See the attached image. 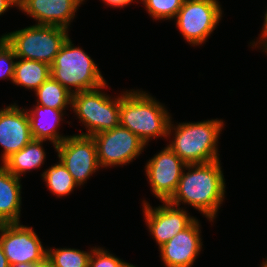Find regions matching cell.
Masks as SVG:
<instances>
[{"instance_id":"cell-1","label":"cell","mask_w":267,"mask_h":267,"mask_svg":"<svg viewBox=\"0 0 267 267\" xmlns=\"http://www.w3.org/2000/svg\"><path fill=\"white\" fill-rule=\"evenodd\" d=\"M185 169L189 170L187 173L183 170L177 188L167 202L176 207L180 202L190 204L212 221L225 194L220 161L187 164Z\"/></svg>"},{"instance_id":"cell-2","label":"cell","mask_w":267,"mask_h":267,"mask_svg":"<svg viewBox=\"0 0 267 267\" xmlns=\"http://www.w3.org/2000/svg\"><path fill=\"white\" fill-rule=\"evenodd\" d=\"M170 118L164 106L143 91H126L120 96V125L137 135L145 145L154 137L170 135L175 127Z\"/></svg>"},{"instance_id":"cell-3","label":"cell","mask_w":267,"mask_h":267,"mask_svg":"<svg viewBox=\"0 0 267 267\" xmlns=\"http://www.w3.org/2000/svg\"><path fill=\"white\" fill-rule=\"evenodd\" d=\"M222 120L179 123L175 139L167 145L186 164H202L219 160L217 142L222 131Z\"/></svg>"},{"instance_id":"cell-4","label":"cell","mask_w":267,"mask_h":267,"mask_svg":"<svg viewBox=\"0 0 267 267\" xmlns=\"http://www.w3.org/2000/svg\"><path fill=\"white\" fill-rule=\"evenodd\" d=\"M50 74L72 94L106 84L97 64L81 48L75 47L69 37L56 55Z\"/></svg>"},{"instance_id":"cell-5","label":"cell","mask_w":267,"mask_h":267,"mask_svg":"<svg viewBox=\"0 0 267 267\" xmlns=\"http://www.w3.org/2000/svg\"><path fill=\"white\" fill-rule=\"evenodd\" d=\"M68 37L66 28L37 24L1 36L17 59L41 61L50 66Z\"/></svg>"},{"instance_id":"cell-6","label":"cell","mask_w":267,"mask_h":267,"mask_svg":"<svg viewBox=\"0 0 267 267\" xmlns=\"http://www.w3.org/2000/svg\"><path fill=\"white\" fill-rule=\"evenodd\" d=\"M102 87L72 94L73 111L88 129L84 136H93L99 132L120 125V97L111 99L101 93Z\"/></svg>"},{"instance_id":"cell-7","label":"cell","mask_w":267,"mask_h":267,"mask_svg":"<svg viewBox=\"0 0 267 267\" xmlns=\"http://www.w3.org/2000/svg\"><path fill=\"white\" fill-rule=\"evenodd\" d=\"M217 0H184L176 15V25L189 44L201 45L221 19Z\"/></svg>"},{"instance_id":"cell-8","label":"cell","mask_w":267,"mask_h":267,"mask_svg":"<svg viewBox=\"0 0 267 267\" xmlns=\"http://www.w3.org/2000/svg\"><path fill=\"white\" fill-rule=\"evenodd\" d=\"M0 232V244L10 266L22 262L41 264L47 260V249L31 227L19 222L0 224Z\"/></svg>"},{"instance_id":"cell-9","label":"cell","mask_w":267,"mask_h":267,"mask_svg":"<svg viewBox=\"0 0 267 267\" xmlns=\"http://www.w3.org/2000/svg\"><path fill=\"white\" fill-rule=\"evenodd\" d=\"M100 167L124 165L135 159L145 144L137 135L121 125L92 136Z\"/></svg>"},{"instance_id":"cell-10","label":"cell","mask_w":267,"mask_h":267,"mask_svg":"<svg viewBox=\"0 0 267 267\" xmlns=\"http://www.w3.org/2000/svg\"><path fill=\"white\" fill-rule=\"evenodd\" d=\"M55 149L59 160L78 186L84 184L87 178L100 168L92 136H67Z\"/></svg>"},{"instance_id":"cell-11","label":"cell","mask_w":267,"mask_h":267,"mask_svg":"<svg viewBox=\"0 0 267 267\" xmlns=\"http://www.w3.org/2000/svg\"><path fill=\"white\" fill-rule=\"evenodd\" d=\"M186 165L168 146L146 164L151 190L162 202H167L174 194Z\"/></svg>"},{"instance_id":"cell-12","label":"cell","mask_w":267,"mask_h":267,"mask_svg":"<svg viewBox=\"0 0 267 267\" xmlns=\"http://www.w3.org/2000/svg\"><path fill=\"white\" fill-rule=\"evenodd\" d=\"M144 203L143 212L150 232L159 247L167 243L176 234L189 227L196 219L190 217L186 210L163 202L165 205L152 208L149 203Z\"/></svg>"},{"instance_id":"cell-13","label":"cell","mask_w":267,"mask_h":267,"mask_svg":"<svg viewBox=\"0 0 267 267\" xmlns=\"http://www.w3.org/2000/svg\"><path fill=\"white\" fill-rule=\"evenodd\" d=\"M27 111L16 104L0 110V145L3 147L2 163L32 140Z\"/></svg>"},{"instance_id":"cell-14","label":"cell","mask_w":267,"mask_h":267,"mask_svg":"<svg viewBox=\"0 0 267 267\" xmlns=\"http://www.w3.org/2000/svg\"><path fill=\"white\" fill-rule=\"evenodd\" d=\"M198 220L159 247L166 267H191L202 248ZM200 231V232H199Z\"/></svg>"},{"instance_id":"cell-15","label":"cell","mask_w":267,"mask_h":267,"mask_svg":"<svg viewBox=\"0 0 267 267\" xmlns=\"http://www.w3.org/2000/svg\"><path fill=\"white\" fill-rule=\"evenodd\" d=\"M83 0H18V7L38 21L37 25L60 26L69 23Z\"/></svg>"},{"instance_id":"cell-16","label":"cell","mask_w":267,"mask_h":267,"mask_svg":"<svg viewBox=\"0 0 267 267\" xmlns=\"http://www.w3.org/2000/svg\"><path fill=\"white\" fill-rule=\"evenodd\" d=\"M20 178L0 166V224L17 223L21 207Z\"/></svg>"},{"instance_id":"cell-17","label":"cell","mask_w":267,"mask_h":267,"mask_svg":"<svg viewBox=\"0 0 267 267\" xmlns=\"http://www.w3.org/2000/svg\"><path fill=\"white\" fill-rule=\"evenodd\" d=\"M32 138L36 140H50L54 147L60 144L66 136L59 135L56 130L62 119L63 110L45 106H35L33 110L27 111Z\"/></svg>"},{"instance_id":"cell-18","label":"cell","mask_w":267,"mask_h":267,"mask_svg":"<svg viewBox=\"0 0 267 267\" xmlns=\"http://www.w3.org/2000/svg\"><path fill=\"white\" fill-rule=\"evenodd\" d=\"M42 144L43 140L32 139L21 150L8 157L3 166L18 178L27 171L40 168L46 156Z\"/></svg>"},{"instance_id":"cell-19","label":"cell","mask_w":267,"mask_h":267,"mask_svg":"<svg viewBox=\"0 0 267 267\" xmlns=\"http://www.w3.org/2000/svg\"><path fill=\"white\" fill-rule=\"evenodd\" d=\"M51 66L35 60L19 59L15 62V85L36 91L50 76Z\"/></svg>"},{"instance_id":"cell-20","label":"cell","mask_w":267,"mask_h":267,"mask_svg":"<svg viewBox=\"0 0 267 267\" xmlns=\"http://www.w3.org/2000/svg\"><path fill=\"white\" fill-rule=\"evenodd\" d=\"M38 97L37 105L65 110L67 105L71 106L72 92L51 76L35 91Z\"/></svg>"},{"instance_id":"cell-21","label":"cell","mask_w":267,"mask_h":267,"mask_svg":"<svg viewBox=\"0 0 267 267\" xmlns=\"http://www.w3.org/2000/svg\"><path fill=\"white\" fill-rule=\"evenodd\" d=\"M41 176L46 181L49 190L58 197L68 195L78 186L60 160L58 164L45 170Z\"/></svg>"},{"instance_id":"cell-22","label":"cell","mask_w":267,"mask_h":267,"mask_svg":"<svg viewBox=\"0 0 267 267\" xmlns=\"http://www.w3.org/2000/svg\"><path fill=\"white\" fill-rule=\"evenodd\" d=\"M91 252L77 249H47V261L52 267H88Z\"/></svg>"},{"instance_id":"cell-23","label":"cell","mask_w":267,"mask_h":267,"mask_svg":"<svg viewBox=\"0 0 267 267\" xmlns=\"http://www.w3.org/2000/svg\"><path fill=\"white\" fill-rule=\"evenodd\" d=\"M148 13L157 20L174 19L184 0H141Z\"/></svg>"},{"instance_id":"cell-24","label":"cell","mask_w":267,"mask_h":267,"mask_svg":"<svg viewBox=\"0 0 267 267\" xmlns=\"http://www.w3.org/2000/svg\"><path fill=\"white\" fill-rule=\"evenodd\" d=\"M13 48L6 42L4 38H0V78L10 79L13 82L15 61Z\"/></svg>"},{"instance_id":"cell-25","label":"cell","mask_w":267,"mask_h":267,"mask_svg":"<svg viewBox=\"0 0 267 267\" xmlns=\"http://www.w3.org/2000/svg\"><path fill=\"white\" fill-rule=\"evenodd\" d=\"M88 267H129L130 263L123 262L118 257L108 253L103 248H94L91 250Z\"/></svg>"},{"instance_id":"cell-26","label":"cell","mask_w":267,"mask_h":267,"mask_svg":"<svg viewBox=\"0 0 267 267\" xmlns=\"http://www.w3.org/2000/svg\"><path fill=\"white\" fill-rule=\"evenodd\" d=\"M106 4H108L110 7H124L133 2V0H103Z\"/></svg>"},{"instance_id":"cell-27","label":"cell","mask_w":267,"mask_h":267,"mask_svg":"<svg viewBox=\"0 0 267 267\" xmlns=\"http://www.w3.org/2000/svg\"><path fill=\"white\" fill-rule=\"evenodd\" d=\"M14 5L18 6V0H0V15Z\"/></svg>"},{"instance_id":"cell-28","label":"cell","mask_w":267,"mask_h":267,"mask_svg":"<svg viewBox=\"0 0 267 267\" xmlns=\"http://www.w3.org/2000/svg\"><path fill=\"white\" fill-rule=\"evenodd\" d=\"M262 35L260 36L261 41L263 42L264 51L267 52V11L264 17V24L262 28Z\"/></svg>"},{"instance_id":"cell-29","label":"cell","mask_w":267,"mask_h":267,"mask_svg":"<svg viewBox=\"0 0 267 267\" xmlns=\"http://www.w3.org/2000/svg\"><path fill=\"white\" fill-rule=\"evenodd\" d=\"M10 267H52V265L46 260L41 264H32V263H17Z\"/></svg>"},{"instance_id":"cell-30","label":"cell","mask_w":267,"mask_h":267,"mask_svg":"<svg viewBox=\"0 0 267 267\" xmlns=\"http://www.w3.org/2000/svg\"><path fill=\"white\" fill-rule=\"evenodd\" d=\"M0 267H10L1 244H0Z\"/></svg>"},{"instance_id":"cell-31","label":"cell","mask_w":267,"mask_h":267,"mask_svg":"<svg viewBox=\"0 0 267 267\" xmlns=\"http://www.w3.org/2000/svg\"><path fill=\"white\" fill-rule=\"evenodd\" d=\"M261 267H267V259L265 262H263V265Z\"/></svg>"}]
</instances>
